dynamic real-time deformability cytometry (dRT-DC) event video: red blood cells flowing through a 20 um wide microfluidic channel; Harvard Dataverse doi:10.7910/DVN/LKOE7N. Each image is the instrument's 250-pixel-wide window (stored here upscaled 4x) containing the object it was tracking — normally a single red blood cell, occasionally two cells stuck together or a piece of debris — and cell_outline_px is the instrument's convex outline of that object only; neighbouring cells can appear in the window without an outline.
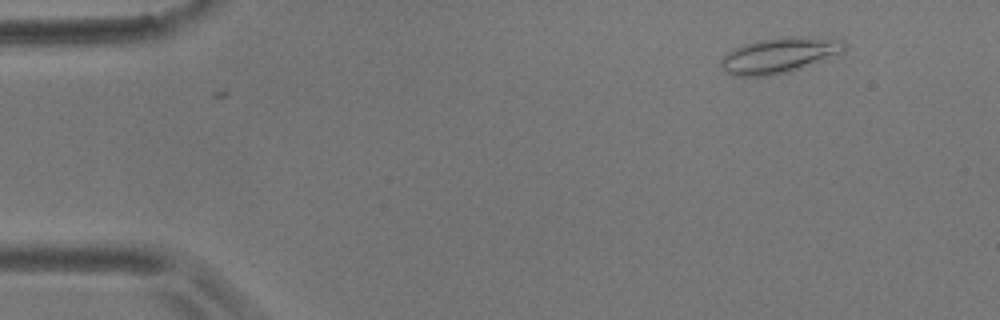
{"species": "common noctule bat (a hibernating species)", "species_latin": "Nyctalus noctula", "temperature_condition": "room temperature", "stored_images_in_passage": 2, "camera_frame_rate_fps": 3000, "um_per_image_px": 0.085, "animal": {"sex": "male", "body_mass_g": 17.9}, "frame": {"image": 1, "passage_image": 2, "time_ms": 0.333, "image_size_px": [1000, 320], "cell_outline_px": [[844, 52], [788, 72], [768, 76], [732, 76], [724, 72], [720, 64], [720, 60], [728, 52], [744, 44], [756, 40], [792, 36], [844, 40]], "centroid_in_image_um": [66.18, 4.71], "position_along_channel_um": 18.8, "area_um2": 25.2}}